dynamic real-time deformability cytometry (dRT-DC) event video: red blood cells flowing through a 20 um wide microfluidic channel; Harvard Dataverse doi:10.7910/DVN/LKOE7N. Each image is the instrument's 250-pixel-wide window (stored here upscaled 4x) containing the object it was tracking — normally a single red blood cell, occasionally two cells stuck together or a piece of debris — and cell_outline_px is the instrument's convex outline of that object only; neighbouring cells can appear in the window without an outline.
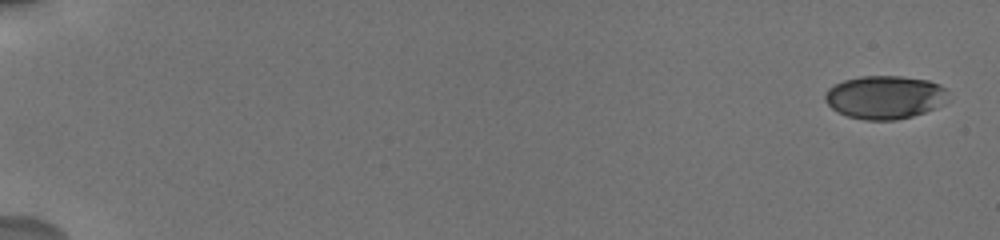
{"species": "human", "species_latin": "Homo sapiens", "temperature_condition": "cold", "stored_images_in_passage": 33, "camera_frame_rate_fps": 3000, "um_per_image_px": 0.085, "donor": {"sex": "male"}, "frame": {"image": 1, "passage_image": 1, "time_ms": 0.0, "image_size_px": [1000, 240], "cell_outline_px": [[948, 92], [944, 104], [936, 108], [912, 116], [896, 120], [864, 120], [848, 116], [832, 108], [824, 100], [824, 96], [828, 88], [844, 80], [860, 76], [900, 76], [928, 80], [940, 84]], "centroid_in_image_um": [75.22, 8.26], "position_along_channel_um": 9.8, "area_um2": 31.04}}
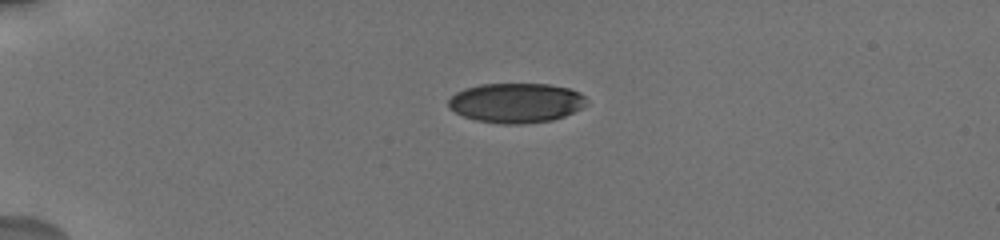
{"frame": {"image": 2, "passage_image": 23, "time_ms": 4.667, "image_size_px": [1000, 240], "cell_outline_px": [[588, 104], [564, 116], [552, 120], [520, 124], [500, 124], [476, 120], [464, 116], [448, 108], [448, 100], [456, 92], [464, 88], [480, 84], [548, 84], [568, 88], [580, 92], [588, 100]], "centroid_in_image_um": [43.86, 8.74], "position_along_channel_um": 41.1, "area_um2": 32.02}}